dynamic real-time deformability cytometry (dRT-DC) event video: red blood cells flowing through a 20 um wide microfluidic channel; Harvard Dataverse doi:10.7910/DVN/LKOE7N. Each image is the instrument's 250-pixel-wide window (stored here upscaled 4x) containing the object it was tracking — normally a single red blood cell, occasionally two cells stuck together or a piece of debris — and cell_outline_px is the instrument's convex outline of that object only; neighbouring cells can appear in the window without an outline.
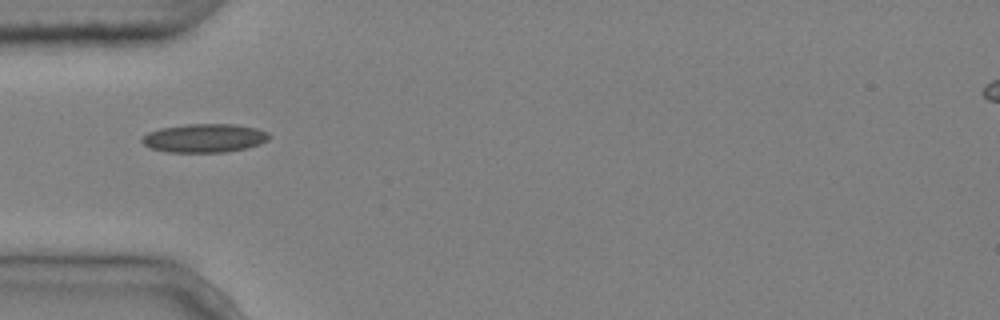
{"species": "common noctule bat (a hibernating species)", "species_latin": "Nyctalus noctula", "temperature_condition": "cold", "stored_images_in_passage": 3, "camera_frame_rate_fps": 3000, "um_per_image_px": 0.085, "animal": {"sex": "male", "body_mass_g": 20.4}, "frame": {"image": 1, "passage_image": 1, "time_ms": 0.0, "image_size_px": [1000, 320], "cell_outline_px": [[272, 136], [268, 140], [260, 144], [228, 152], [168, 152], [152, 148], [144, 144], [140, 140], [148, 132], [160, 128], [188, 124], [236, 124], [256, 128], [268, 132]], "centroid_in_image_um": [17.41, 11.73], "position_along_channel_um": 67.6, "area_um2": 21.21}}